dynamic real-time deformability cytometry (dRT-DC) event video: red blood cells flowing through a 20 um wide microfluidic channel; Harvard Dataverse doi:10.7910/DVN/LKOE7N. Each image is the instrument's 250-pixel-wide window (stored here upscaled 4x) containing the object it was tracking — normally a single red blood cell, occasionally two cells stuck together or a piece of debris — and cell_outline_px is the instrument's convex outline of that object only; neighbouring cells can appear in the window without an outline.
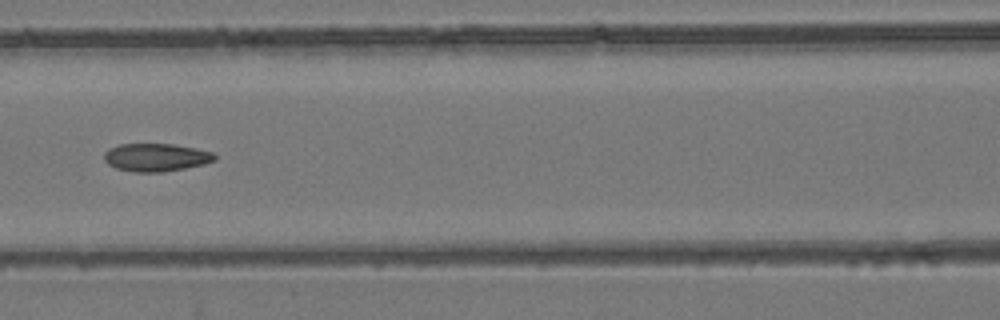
{"species": "common noctule bat (a hibernating species)", "species_latin": "Nyctalus noctula", "temperature_condition": "room temperature", "stored_images_in_passage": 8, "camera_frame_rate_fps": 3000, "um_per_image_px": 0.085, "animal": {"sex": "female", "body_mass_g": 24.6, "forearm_length_mm": 56.2}, "frame": {"image": 1, "passage_image": 7, "time_ms": 7.667, "image_size_px": [1000, 320], "cell_outline_px": [[216, 160], [204, 164], [164, 172], [136, 172], [116, 168], [108, 164], [104, 160], [104, 152], [108, 148], [120, 144], [172, 144], [196, 148], [212, 152], [216, 156]], "centroid_in_image_um": [13.25, 13.37], "position_along_channel_um": 153.4, "area_um2": 18.03}}
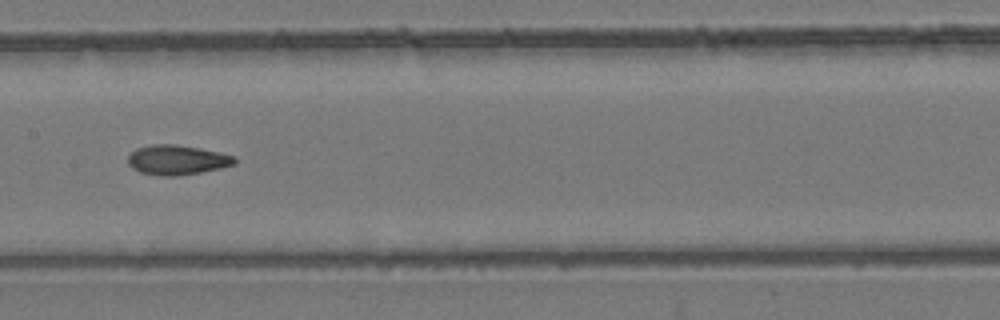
{"frame": {"image": 2, "passage_image": 8, "time_ms": 8.667, "image_size_px": [1000, 320], "cell_outline_px": [[236, 164], [220, 168], [200, 172], [176, 176], [160, 176], [140, 172], [132, 168], [128, 164], [128, 156], [136, 148], [152, 144], [176, 144], [200, 148], [220, 152], [236, 156]], "centroid_in_image_um": [15.06, 13.59], "position_along_channel_um": 192.3, "area_um2": 18.61}}